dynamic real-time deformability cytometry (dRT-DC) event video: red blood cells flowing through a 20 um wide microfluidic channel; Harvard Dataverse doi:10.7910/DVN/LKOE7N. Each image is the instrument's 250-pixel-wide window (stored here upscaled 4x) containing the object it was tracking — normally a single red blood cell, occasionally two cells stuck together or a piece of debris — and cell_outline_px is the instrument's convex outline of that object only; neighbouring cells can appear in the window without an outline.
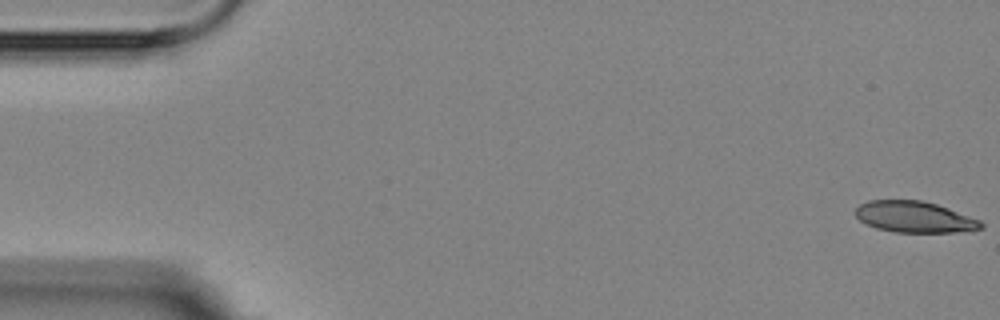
{"species": "Egyptian fruit bat (a non-hibernating species)", "species_latin": "Rousettus aegyptiacus", "temperature_condition": "room temperature", "stored_images_in_passage": 5, "camera_frame_rate_fps": 3000, "um_per_image_px": 0.085, "animal": {"sex": "female"}, "frame": {"image": 1, "passage_image": 1, "time_ms": 0.0, "image_size_px": [1000, 320], "cell_outline_px": [[984, 228], [956, 232], [896, 232], [876, 228], [860, 220], [856, 216], [856, 208], [860, 204], [868, 200], [920, 200], [936, 204], [948, 208], [980, 220], [984, 224]], "centroid_in_image_um": [77.74, 18.44], "position_along_channel_um": 7.3, "area_um2": 22.66}}
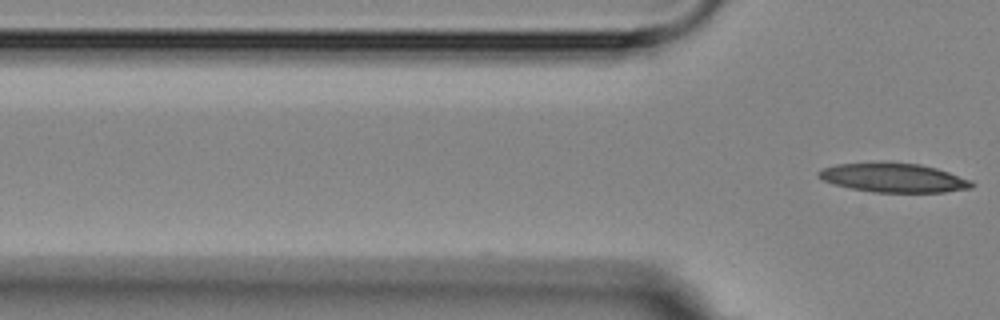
{"frame": {"image": 2, "passage_image": 5, "time_ms": 4.667, "image_size_px": [1000, 320], "cell_outline_px": [[972, 188], [944, 192], [872, 192], [852, 188], [836, 184], [824, 180], [816, 176], [816, 172], [820, 168], [836, 164], [880, 160], [920, 164], [936, 168], [972, 180]], "centroid_in_image_um": [75.89, 15.07], "position_along_channel_um": 49.9, "area_um2": 26.47}}